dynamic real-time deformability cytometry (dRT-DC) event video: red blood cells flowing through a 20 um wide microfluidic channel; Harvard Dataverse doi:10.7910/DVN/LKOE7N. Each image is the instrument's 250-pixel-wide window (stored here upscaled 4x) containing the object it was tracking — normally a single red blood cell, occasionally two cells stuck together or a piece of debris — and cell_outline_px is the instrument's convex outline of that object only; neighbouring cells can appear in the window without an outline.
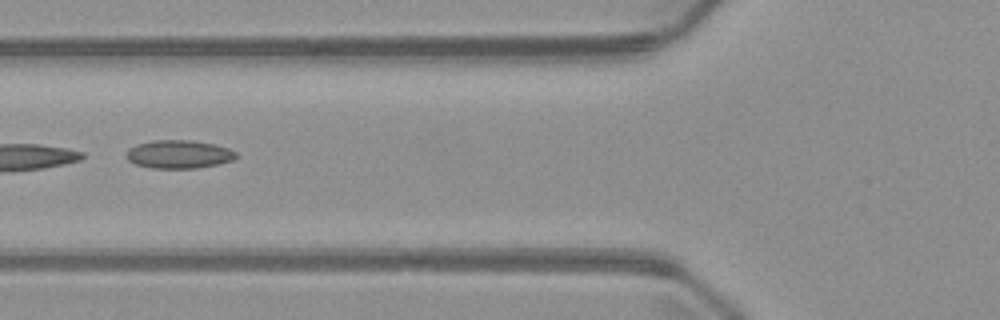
{"species": "common noctule bat (a hibernating species)", "species_latin": "Nyctalus noctula", "temperature_condition": "warm", "stored_images_in_passage": 3, "camera_frame_rate_fps": 3000, "um_per_image_px": 0.085, "animal": {"sex": "male", "body_mass_g": 23.1, "forearm_length_mm": 52.7}, "frame": {"image": 1, "passage_image": 3, "time_ms": 2.333, "image_size_px": [1000, 320], "cell_outline_px": [[236, 156], [232, 160], [216, 164], [196, 168], [152, 168], [136, 164], [128, 160], [124, 156], [128, 148], [136, 144], [152, 140], [192, 140], [212, 144], [228, 148], [236, 152]], "centroid_in_image_um": [15.13, 13.1], "position_along_channel_um": 110.7, "area_um2": 18.03}}